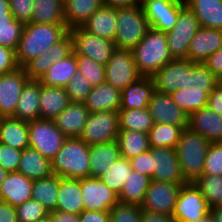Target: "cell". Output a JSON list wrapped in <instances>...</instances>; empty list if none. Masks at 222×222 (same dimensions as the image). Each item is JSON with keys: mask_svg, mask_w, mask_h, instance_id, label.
Wrapping results in <instances>:
<instances>
[{"mask_svg": "<svg viewBox=\"0 0 222 222\" xmlns=\"http://www.w3.org/2000/svg\"><path fill=\"white\" fill-rule=\"evenodd\" d=\"M18 222H38L49 216L41 203L30 199L16 207Z\"/></svg>", "mask_w": 222, "mask_h": 222, "instance_id": "obj_49", "label": "cell"}, {"mask_svg": "<svg viewBox=\"0 0 222 222\" xmlns=\"http://www.w3.org/2000/svg\"><path fill=\"white\" fill-rule=\"evenodd\" d=\"M188 128L209 142H222V116L208 106L189 115Z\"/></svg>", "mask_w": 222, "mask_h": 222, "instance_id": "obj_21", "label": "cell"}, {"mask_svg": "<svg viewBox=\"0 0 222 222\" xmlns=\"http://www.w3.org/2000/svg\"><path fill=\"white\" fill-rule=\"evenodd\" d=\"M110 222H141L142 208L118 202L109 211Z\"/></svg>", "mask_w": 222, "mask_h": 222, "instance_id": "obj_50", "label": "cell"}, {"mask_svg": "<svg viewBox=\"0 0 222 222\" xmlns=\"http://www.w3.org/2000/svg\"><path fill=\"white\" fill-rule=\"evenodd\" d=\"M200 26L222 30V0H186Z\"/></svg>", "mask_w": 222, "mask_h": 222, "instance_id": "obj_33", "label": "cell"}, {"mask_svg": "<svg viewBox=\"0 0 222 222\" xmlns=\"http://www.w3.org/2000/svg\"><path fill=\"white\" fill-rule=\"evenodd\" d=\"M155 91L151 76H141L121 91L120 109H145Z\"/></svg>", "mask_w": 222, "mask_h": 222, "instance_id": "obj_24", "label": "cell"}, {"mask_svg": "<svg viewBox=\"0 0 222 222\" xmlns=\"http://www.w3.org/2000/svg\"><path fill=\"white\" fill-rule=\"evenodd\" d=\"M73 52V41L68 32L53 46L44 50L39 56L30 60L23 68L30 80H40L47 70L61 59Z\"/></svg>", "mask_w": 222, "mask_h": 222, "instance_id": "obj_15", "label": "cell"}, {"mask_svg": "<svg viewBox=\"0 0 222 222\" xmlns=\"http://www.w3.org/2000/svg\"><path fill=\"white\" fill-rule=\"evenodd\" d=\"M13 17L24 24L32 22L34 13L33 0H9Z\"/></svg>", "mask_w": 222, "mask_h": 222, "instance_id": "obj_53", "label": "cell"}, {"mask_svg": "<svg viewBox=\"0 0 222 222\" xmlns=\"http://www.w3.org/2000/svg\"><path fill=\"white\" fill-rule=\"evenodd\" d=\"M219 80L222 79V47L202 62Z\"/></svg>", "mask_w": 222, "mask_h": 222, "instance_id": "obj_56", "label": "cell"}, {"mask_svg": "<svg viewBox=\"0 0 222 222\" xmlns=\"http://www.w3.org/2000/svg\"><path fill=\"white\" fill-rule=\"evenodd\" d=\"M138 3L143 2L144 0H137ZM171 2L180 3V4H186V0H169Z\"/></svg>", "mask_w": 222, "mask_h": 222, "instance_id": "obj_68", "label": "cell"}, {"mask_svg": "<svg viewBox=\"0 0 222 222\" xmlns=\"http://www.w3.org/2000/svg\"><path fill=\"white\" fill-rule=\"evenodd\" d=\"M0 222H18L16 207L0 200Z\"/></svg>", "mask_w": 222, "mask_h": 222, "instance_id": "obj_59", "label": "cell"}, {"mask_svg": "<svg viewBox=\"0 0 222 222\" xmlns=\"http://www.w3.org/2000/svg\"><path fill=\"white\" fill-rule=\"evenodd\" d=\"M150 181L151 178L147 175L132 170L118 195L119 202L141 206Z\"/></svg>", "mask_w": 222, "mask_h": 222, "instance_id": "obj_36", "label": "cell"}, {"mask_svg": "<svg viewBox=\"0 0 222 222\" xmlns=\"http://www.w3.org/2000/svg\"><path fill=\"white\" fill-rule=\"evenodd\" d=\"M32 22L39 24H66L64 0H33Z\"/></svg>", "mask_w": 222, "mask_h": 222, "instance_id": "obj_39", "label": "cell"}, {"mask_svg": "<svg viewBox=\"0 0 222 222\" xmlns=\"http://www.w3.org/2000/svg\"><path fill=\"white\" fill-rule=\"evenodd\" d=\"M119 131L118 111L92 112L80 139L89 146L107 143L117 140Z\"/></svg>", "mask_w": 222, "mask_h": 222, "instance_id": "obj_10", "label": "cell"}, {"mask_svg": "<svg viewBox=\"0 0 222 222\" xmlns=\"http://www.w3.org/2000/svg\"><path fill=\"white\" fill-rule=\"evenodd\" d=\"M141 222H177L172 215L142 210Z\"/></svg>", "mask_w": 222, "mask_h": 222, "instance_id": "obj_60", "label": "cell"}, {"mask_svg": "<svg viewBox=\"0 0 222 222\" xmlns=\"http://www.w3.org/2000/svg\"><path fill=\"white\" fill-rule=\"evenodd\" d=\"M8 172L5 171L1 166H0V185L1 183L5 180Z\"/></svg>", "mask_w": 222, "mask_h": 222, "instance_id": "obj_66", "label": "cell"}, {"mask_svg": "<svg viewBox=\"0 0 222 222\" xmlns=\"http://www.w3.org/2000/svg\"><path fill=\"white\" fill-rule=\"evenodd\" d=\"M181 185L151 180L141 205L142 210L172 215Z\"/></svg>", "mask_w": 222, "mask_h": 222, "instance_id": "obj_13", "label": "cell"}, {"mask_svg": "<svg viewBox=\"0 0 222 222\" xmlns=\"http://www.w3.org/2000/svg\"><path fill=\"white\" fill-rule=\"evenodd\" d=\"M18 68L16 51L0 45V75L13 72Z\"/></svg>", "mask_w": 222, "mask_h": 222, "instance_id": "obj_54", "label": "cell"}, {"mask_svg": "<svg viewBox=\"0 0 222 222\" xmlns=\"http://www.w3.org/2000/svg\"><path fill=\"white\" fill-rule=\"evenodd\" d=\"M183 129L171 124L154 123L148 132L150 147L174 148L178 144Z\"/></svg>", "mask_w": 222, "mask_h": 222, "instance_id": "obj_42", "label": "cell"}, {"mask_svg": "<svg viewBox=\"0 0 222 222\" xmlns=\"http://www.w3.org/2000/svg\"><path fill=\"white\" fill-rule=\"evenodd\" d=\"M73 41V52L106 65L114 51V41L93 35L82 27L69 29Z\"/></svg>", "mask_w": 222, "mask_h": 222, "instance_id": "obj_12", "label": "cell"}, {"mask_svg": "<svg viewBox=\"0 0 222 222\" xmlns=\"http://www.w3.org/2000/svg\"><path fill=\"white\" fill-rule=\"evenodd\" d=\"M150 29L141 3L117 8V29L114 38L116 48L133 49Z\"/></svg>", "mask_w": 222, "mask_h": 222, "instance_id": "obj_5", "label": "cell"}, {"mask_svg": "<svg viewBox=\"0 0 222 222\" xmlns=\"http://www.w3.org/2000/svg\"><path fill=\"white\" fill-rule=\"evenodd\" d=\"M25 69L0 75V116L12 117L23 87L29 81Z\"/></svg>", "mask_w": 222, "mask_h": 222, "instance_id": "obj_18", "label": "cell"}, {"mask_svg": "<svg viewBox=\"0 0 222 222\" xmlns=\"http://www.w3.org/2000/svg\"><path fill=\"white\" fill-rule=\"evenodd\" d=\"M221 47L222 30L201 26L191 39L187 59L189 61L202 63Z\"/></svg>", "mask_w": 222, "mask_h": 222, "instance_id": "obj_20", "label": "cell"}, {"mask_svg": "<svg viewBox=\"0 0 222 222\" xmlns=\"http://www.w3.org/2000/svg\"><path fill=\"white\" fill-rule=\"evenodd\" d=\"M148 109L154 123L171 124L188 128L189 115L179 108L169 94L154 91Z\"/></svg>", "mask_w": 222, "mask_h": 222, "instance_id": "obj_19", "label": "cell"}, {"mask_svg": "<svg viewBox=\"0 0 222 222\" xmlns=\"http://www.w3.org/2000/svg\"><path fill=\"white\" fill-rule=\"evenodd\" d=\"M77 68L92 87L105 82V65L99 64L90 58L76 54Z\"/></svg>", "mask_w": 222, "mask_h": 222, "instance_id": "obj_45", "label": "cell"}, {"mask_svg": "<svg viewBox=\"0 0 222 222\" xmlns=\"http://www.w3.org/2000/svg\"><path fill=\"white\" fill-rule=\"evenodd\" d=\"M89 114L84 103L70 102L53 120L67 138H80Z\"/></svg>", "mask_w": 222, "mask_h": 222, "instance_id": "obj_22", "label": "cell"}, {"mask_svg": "<svg viewBox=\"0 0 222 222\" xmlns=\"http://www.w3.org/2000/svg\"><path fill=\"white\" fill-rule=\"evenodd\" d=\"M172 101L188 115L207 106L208 94L203 89L184 88L170 94Z\"/></svg>", "mask_w": 222, "mask_h": 222, "instance_id": "obj_41", "label": "cell"}, {"mask_svg": "<svg viewBox=\"0 0 222 222\" xmlns=\"http://www.w3.org/2000/svg\"><path fill=\"white\" fill-rule=\"evenodd\" d=\"M141 5L150 28L164 33L172 30L180 11L186 6L169 0H144Z\"/></svg>", "mask_w": 222, "mask_h": 222, "instance_id": "obj_14", "label": "cell"}, {"mask_svg": "<svg viewBox=\"0 0 222 222\" xmlns=\"http://www.w3.org/2000/svg\"><path fill=\"white\" fill-rule=\"evenodd\" d=\"M203 174L222 176V142H210L206 152Z\"/></svg>", "mask_w": 222, "mask_h": 222, "instance_id": "obj_51", "label": "cell"}, {"mask_svg": "<svg viewBox=\"0 0 222 222\" xmlns=\"http://www.w3.org/2000/svg\"><path fill=\"white\" fill-rule=\"evenodd\" d=\"M79 222H110L109 211L83 210L79 214Z\"/></svg>", "mask_w": 222, "mask_h": 222, "instance_id": "obj_57", "label": "cell"}, {"mask_svg": "<svg viewBox=\"0 0 222 222\" xmlns=\"http://www.w3.org/2000/svg\"><path fill=\"white\" fill-rule=\"evenodd\" d=\"M29 147L38 150L44 157L52 160L63 146L67 137L52 119H36L28 122Z\"/></svg>", "mask_w": 222, "mask_h": 222, "instance_id": "obj_7", "label": "cell"}, {"mask_svg": "<svg viewBox=\"0 0 222 222\" xmlns=\"http://www.w3.org/2000/svg\"><path fill=\"white\" fill-rule=\"evenodd\" d=\"M49 217L52 222H79L78 214H71L59 210L49 212Z\"/></svg>", "mask_w": 222, "mask_h": 222, "instance_id": "obj_61", "label": "cell"}, {"mask_svg": "<svg viewBox=\"0 0 222 222\" xmlns=\"http://www.w3.org/2000/svg\"><path fill=\"white\" fill-rule=\"evenodd\" d=\"M70 102L84 103L92 90L90 82L77 71L65 87Z\"/></svg>", "mask_w": 222, "mask_h": 222, "instance_id": "obj_47", "label": "cell"}, {"mask_svg": "<svg viewBox=\"0 0 222 222\" xmlns=\"http://www.w3.org/2000/svg\"><path fill=\"white\" fill-rule=\"evenodd\" d=\"M104 4L113 8L130 7L138 4L137 0H104Z\"/></svg>", "mask_w": 222, "mask_h": 222, "instance_id": "obj_62", "label": "cell"}, {"mask_svg": "<svg viewBox=\"0 0 222 222\" xmlns=\"http://www.w3.org/2000/svg\"><path fill=\"white\" fill-rule=\"evenodd\" d=\"M103 4L104 0H64L67 28L81 27Z\"/></svg>", "mask_w": 222, "mask_h": 222, "instance_id": "obj_34", "label": "cell"}, {"mask_svg": "<svg viewBox=\"0 0 222 222\" xmlns=\"http://www.w3.org/2000/svg\"><path fill=\"white\" fill-rule=\"evenodd\" d=\"M84 210L110 211L119 202L118 195L99 178L81 179Z\"/></svg>", "mask_w": 222, "mask_h": 222, "instance_id": "obj_17", "label": "cell"}, {"mask_svg": "<svg viewBox=\"0 0 222 222\" xmlns=\"http://www.w3.org/2000/svg\"><path fill=\"white\" fill-rule=\"evenodd\" d=\"M69 29L66 24L26 23L16 50L19 67H24L30 60L61 40Z\"/></svg>", "mask_w": 222, "mask_h": 222, "instance_id": "obj_1", "label": "cell"}, {"mask_svg": "<svg viewBox=\"0 0 222 222\" xmlns=\"http://www.w3.org/2000/svg\"><path fill=\"white\" fill-rule=\"evenodd\" d=\"M38 222H52V220L50 219V217L48 216L47 218L40 220Z\"/></svg>", "mask_w": 222, "mask_h": 222, "instance_id": "obj_69", "label": "cell"}, {"mask_svg": "<svg viewBox=\"0 0 222 222\" xmlns=\"http://www.w3.org/2000/svg\"><path fill=\"white\" fill-rule=\"evenodd\" d=\"M131 172L132 166L130 160L120 157L99 179L103 181L111 191L119 195L126 178H128Z\"/></svg>", "mask_w": 222, "mask_h": 222, "instance_id": "obj_43", "label": "cell"}, {"mask_svg": "<svg viewBox=\"0 0 222 222\" xmlns=\"http://www.w3.org/2000/svg\"><path fill=\"white\" fill-rule=\"evenodd\" d=\"M214 222H222V206H214L210 210Z\"/></svg>", "mask_w": 222, "mask_h": 222, "instance_id": "obj_64", "label": "cell"}, {"mask_svg": "<svg viewBox=\"0 0 222 222\" xmlns=\"http://www.w3.org/2000/svg\"><path fill=\"white\" fill-rule=\"evenodd\" d=\"M40 81L29 80L22 89L16 110L15 119L30 122L40 118Z\"/></svg>", "mask_w": 222, "mask_h": 222, "instance_id": "obj_28", "label": "cell"}, {"mask_svg": "<svg viewBox=\"0 0 222 222\" xmlns=\"http://www.w3.org/2000/svg\"><path fill=\"white\" fill-rule=\"evenodd\" d=\"M13 15H6V17H0V24L1 23H8L13 19Z\"/></svg>", "mask_w": 222, "mask_h": 222, "instance_id": "obj_67", "label": "cell"}, {"mask_svg": "<svg viewBox=\"0 0 222 222\" xmlns=\"http://www.w3.org/2000/svg\"><path fill=\"white\" fill-rule=\"evenodd\" d=\"M77 71L76 54L72 52L66 58L53 64L39 81L46 86L65 88Z\"/></svg>", "mask_w": 222, "mask_h": 222, "instance_id": "obj_35", "label": "cell"}, {"mask_svg": "<svg viewBox=\"0 0 222 222\" xmlns=\"http://www.w3.org/2000/svg\"><path fill=\"white\" fill-rule=\"evenodd\" d=\"M197 62L188 59H173L151 77L155 91L171 94L177 90L192 87V68Z\"/></svg>", "mask_w": 222, "mask_h": 222, "instance_id": "obj_6", "label": "cell"}, {"mask_svg": "<svg viewBox=\"0 0 222 222\" xmlns=\"http://www.w3.org/2000/svg\"><path fill=\"white\" fill-rule=\"evenodd\" d=\"M141 76L132 49L115 48L105 65V82L122 91Z\"/></svg>", "mask_w": 222, "mask_h": 222, "instance_id": "obj_8", "label": "cell"}, {"mask_svg": "<svg viewBox=\"0 0 222 222\" xmlns=\"http://www.w3.org/2000/svg\"><path fill=\"white\" fill-rule=\"evenodd\" d=\"M90 146L80 138H67L51 160L53 174L70 179L89 178Z\"/></svg>", "mask_w": 222, "mask_h": 222, "instance_id": "obj_2", "label": "cell"}, {"mask_svg": "<svg viewBox=\"0 0 222 222\" xmlns=\"http://www.w3.org/2000/svg\"><path fill=\"white\" fill-rule=\"evenodd\" d=\"M211 207L193 182L181 185L172 216L177 222L201 219L210 213Z\"/></svg>", "mask_w": 222, "mask_h": 222, "instance_id": "obj_11", "label": "cell"}, {"mask_svg": "<svg viewBox=\"0 0 222 222\" xmlns=\"http://www.w3.org/2000/svg\"><path fill=\"white\" fill-rule=\"evenodd\" d=\"M21 156L22 150L0 143V166L8 173L18 170Z\"/></svg>", "mask_w": 222, "mask_h": 222, "instance_id": "obj_52", "label": "cell"}, {"mask_svg": "<svg viewBox=\"0 0 222 222\" xmlns=\"http://www.w3.org/2000/svg\"><path fill=\"white\" fill-rule=\"evenodd\" d=\"M219 84V79L203 64L196 63L192 68V88L203 89L208 95Z\"/></svg>", "mask_w": 222, "mask_h": 222, "instance_id": "obj_46", "label": "cell"}, {"mask_svg": "<svg viewBox=\"0 0 222 222\" xmlns=\"http://www.w3.org/2000/svg\"><path fill=\"white\" fill-rule=\"evenodd\" d=\"M189 222H214L211 214H207L206 216L202 217L201 219H198L196 221H189Z\"/></svg>", "mask_w": 222, "mask_h": 222, "instance_id": "obj_65", "label": "cell"}, {"mask_svg": "<svg viewBox=\"0 0 222 222\" xmlns=\"http://www.w3.org/2000/svg\"><path fill=\"white\" fill-rule=\"evenodd\" d=\"M25 24L13 18L8 23L0 24V45L17 50Z\"/></svg>", "mask_w": 222, "mask_h": 222, "instance_id": "obj_48", "label": "cell"}, {"mask_svg": "<svg viewBox=\"0 0 222 222\" xmlns=\"http://www.w3.org/2000/svg\"><path fill=\"white\" fill-rule=\"evenodd\" d=\"M56 210L78 215L84 210L81 179L59 177Z\"/></svg>", "mask_w": 222, "mask_h": 222, "instance_id": "obj_29", "label": "cell"}, {"mask_svg": "<svg viewBox=\"0 0 222 222\" xmlns=\"http://www.w3.org/2000/svg\"><path fill=\"white\" fill-rule=\"evenodd\" d=\"M34 181L19 172H9L0 185V200L17 207L32 197Z\"/></svg>", "mask_w": 222, "mask_h": 222, "instance_id": "obj_23", "label": "cell"}, {"mask_svg": "<svg viewBox=\"0 0 222 222\" xmlns=\"http://www.w3.org/2000/svg\"><path fill=\"white\" fill-rule=\"evenodd\" d=\"M152 154L153 180L173 184H185L178 156L174 148L150 147Z\"/></svg>", "mask_w": 222, "mask_h": 222, "instance_id": "obj_16", "label": "cell"}, {"mask_svg": "<svg viewBox=\"0 0 222 222\" xmlns=\"http://www.w3.org/2000/svg\"><path fill=\"white\" fill-rule=\"evenodd\" d=\"M17 172L22 173L33 181L49 177L53 174L51 160L31 147L22 150Z\"/></svg>", "mask_w": 222, "mask_h": 222, "instance_id": "obj_30", "label": "cell"}, {"mask_svg": "<svg viewBox=\"0 0 222 222\" xmlns=\"http://www.w3.org/2000/svg\"><path fill=\"white\" fill-rule=\"evenodd\" d=\"M119 128L148 133L154 121L148 108L119 109Z\"/></svg>", "mask_w": 222, "mask_h": 222, "instance_id": "obj_40", "label": "cell"}, {"mask_svg": "<svg viewBox=\"0 0 222 222\" xmlns=\"http://www.w3.org/2000/svg\"><path fill=\"white\" fill-rule=\"evenodd\" d=\"M0 143L19 150L29 147L28 122L13 117H2L0 121Z\"/></svg>", "mask_w": 222, "mask_h": 222, "instance_id": "obj_32", "label": "cell"}, {"mask_svg": "<svg viewBox=\"0 0 222 222\" xmlns=\"http://www.w3.org/2000/svg\"><path fill=\"white\" fill-rule=\"evenodd\" d=\"M132 170L145 174L153 180L152 154L150 150L130 159Z\"/></svg>", "mask_w": 222, "mask_h": 222, "instance_id": "obj_55", "label": "cell"}, {"mask_svg": "<svg viewBox=\"0 0 222 222\" xmlns=\"http://www.w3.org/2000/svg\"><path fill=\"white\" fill-rule=\"evenodd\" d=\"M81 27L93 35L114 41L117 29V8L103 4Z\"/></svg>", "mask_w": 222, "mask_h": 222, "instance_id": "obj_25", "label": "cell"}, {"mask_svg": "<svg viewBox=\"0 0 222 222\" xmlns=\"http://www.w3.org/2000/svg\"><path fill=\"white\" fill-rule=\"evenodd\" d=\"M195 14L185 6L179 13L177 23L165 33L170 55L173 59H187L191 39L200 28Z\"/></svg>", "mask_w": 222, "mask_h": 222, "instance_id": "obj_9", "label": "cell"}, {"mask_svg": "<svg viewBox=\"0 0 222 222\" xmlns=\"http://www.w3.org/2000/svg\"><path fill=\"white\" fill-rule=\"evenodd\" d=\"M207 106L222 116V85L220 83L210 92Z\"/></svg>", "mask_w": 222, "mask_h": 222, "instance_id": "obj_58", "label": "cell"}, {"mask_svg": "<svg viewBox=\"0 0 222 222\" xmlns=\"http://www.w3.org/2000/svg\"><path fill=\"white\" fill-rule=\"evenodd\" d=\"M138 71L143 76H152L173 60L166 34L150 28L141 42L132 49Z\"/></svg>", "mask_w": 222, "mask_h": 222, "instance_id": "obj_4", "label": "cell"}, {"mask_svg": "<svg viewBox=\"0 0 222 222\" xmlns=\"http://www.w3.org/2000/svg\"><path fill=\"white\" fill-rule=\"evenodd\" d=\"M209 206H222V176L202 174L195 182Z\"/></svg>", "mask_w": 222, "mask_h": 222, "instance_id": "obj_44", "label": "cell"}, {"mask_svg": "<svg viewBox=\"0 0 222 222\" xmlns=\"http://www.w3.org/2000/svg\"><path fill=\"white\" fill-rule=\"evenodd\" d=\"M6 15H13L11 5L9 0H0V17H6Z\"/></svg>", "mask_w": 222, "mask_h": 222, "instance_id": "obj_63", "label": "cell"}, {"mask_svg": "<svg viewBox=\"0 0 222 222\" xmlns=\"http://www.w3.org/2000/svg\"><path fill=\"white\" fill-rule=\"evenodd\" d=\"M70 103L65 88L51 87L40 82V118L54 119Z\"/></svg>", "mask_w": 222, "mask_h": 222, "instance_id": "obj_31", "label": "cell"}, {"mask_svg": "<svg viewBox=\"0 0 222 222\" xmlns=\"http://www.w3.org/2000/svg\"><path fill=\"white\" fill-rule=\"evenodd\" d=\"M121 157L119 145L116 140L90 145V172L89 178H100L108 168Z\"/></svg>", "mask_w": 222, "mask_h": 222, "instance_id": "obj_27", "label": "cell"}, {"mask_svg": "<svg viewBox=\"0 0 222 222\" xmlns=\"http://www.w3.org/2000/svg\"><path fill=\"white\" fill-rule=\"evenodd\" d=\"M84 104L90 113L119 111L121 106V91L111 84L104 82L92 87Z\"/></svg>", "mask_w": 222, "mask_h": 222, "instance_id": "obj_26", "label": "cell"}, {"mask_svg": "<svg viewBox=\"0 0 222 222\" xmlns=\"http://www.w3.org/2000/svg\"><path fill=\"white\" fill-rule=\"evenodd\" d=\"M59 191V176L52 174L49 177L34 180L31 199L38 201L51 212L56 210Z\"/></svg>", "mask_w": 222, "mask_h": 222, "instance_id": "obj_38", "label": "cell"}, {"mask_svg": "<svg viewBox=\"0 0 222 222\" xmlns=\"http://www.w3.org/2000/svg\"><path fill=\"white\" fill-rule=\"evenodd\" d=\"M210 142L189 128L183 129L175 147L180 169L186 182H195L204 170L206 152Z\"/></svg>", "mask_w": 222, "mask_h": 222, "instance_id": "obj_3", "label": "cell"}, {"mask_svg": "<svg viewBox=\"0 0 222 222\" xmlns=\"http://www.w3.org/2000/svg\"><path fill=\"white\" fill-rule=\"evenodd\" d=\"M116 141L121 157L128 160L150 149L148 133L145 132L120 129Z\"/></svg>", "mask_w": 222, "mask_h": 222, "instance_id": "obj_37", "label": "cell"}]
</instances>
